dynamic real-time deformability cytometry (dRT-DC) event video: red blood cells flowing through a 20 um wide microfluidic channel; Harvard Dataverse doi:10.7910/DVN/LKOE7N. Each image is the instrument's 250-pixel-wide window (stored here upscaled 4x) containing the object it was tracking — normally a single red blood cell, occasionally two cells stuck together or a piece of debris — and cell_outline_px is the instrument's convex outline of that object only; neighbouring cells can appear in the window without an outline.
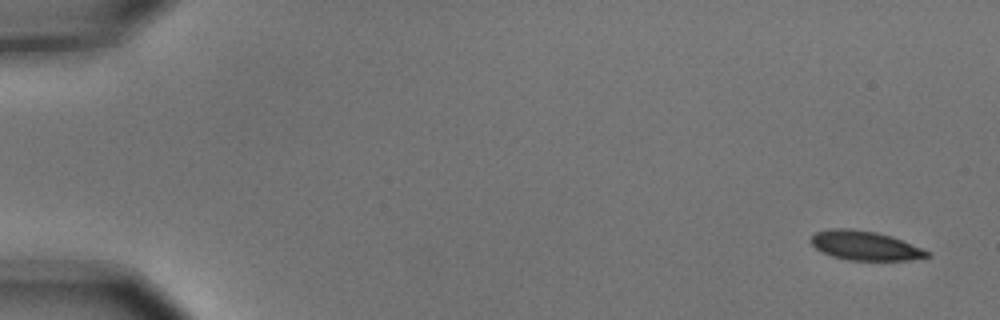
{"species": "common noctule bat (a hibernating species)", "species_latin": "Nyctalus noctula", "temperature_condition": "cold", "stored_images_in_passage": 9, "camera_frame_rate_fps": 3000, "um_per_image_px": 0.085, "animal": {"sex": "male", "body_mass_g": 15.6}, "frame": {"image": 1, "passage_image": 1, "time_ms": 0.0, "image_size_px": [1000, 320], "cell_outline_px": [[932, 256], [908, 260], [848, 260], [832, 256], [816, 248], [812, 244], [812, 236], [816, 232], [832, 228], [852, 228], [876, 232], [892, 236], [932, 252]], "centroid_in_image_um": [73.57, 20.87], "position_along_channel_um": 11.4, "area_um2": 19.77}}
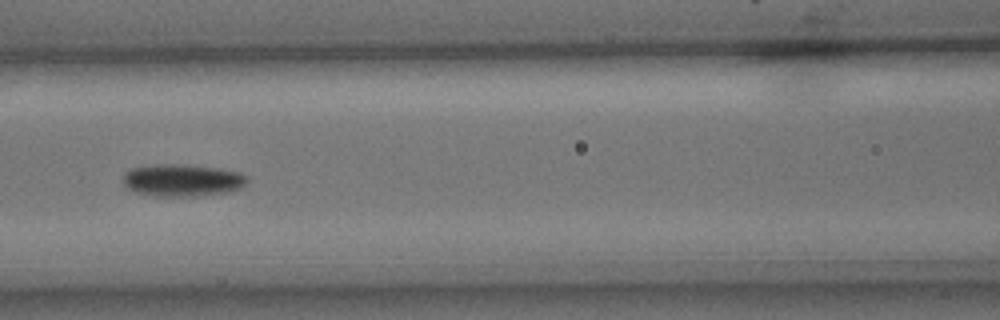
{"frame": {"image": 2, "passage_image": 7, "time_ms": 2.0, "image_size_px": [1000, 320], "cell_outline_px": [[248, 180], [240, 188], [228, 192], [200, 196], [156, 196], [136, 192], [128, 188], [124, 184], [124, 172], [132, 168], [156, 164], [180, 164], [216, 168], [240, 172], [248, 176]], "centroid_in_image_um": [15.51, 15.32], "position_along_channel_um": 151.1, "area_um2": 23.29}}
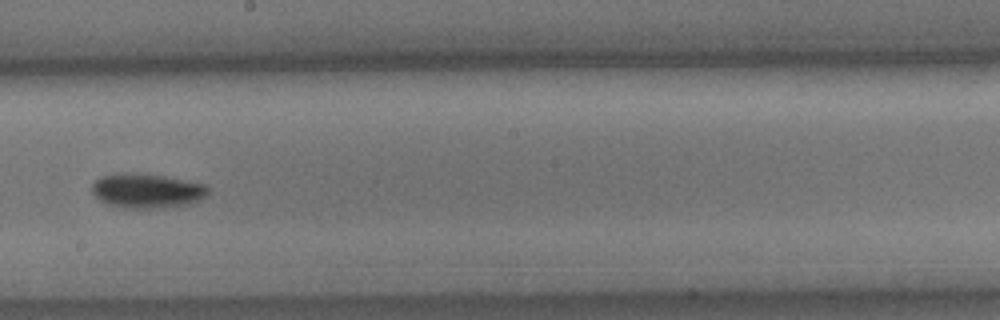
{"frame": {"image": 3, "passage_image": 9, "time_ms": 2.667, "image_size_px": [1000, 320], "cell_outline_px": [[208, 196], [200, 200], [188, 204], [164, 208], [124, 208], [108, 204], [100, 200], [92, 192], [92, 184], [100, 176], [164, 176], [208, 184]], "centroid_in_image_um": [12.58, 16.27], "position_along_channel_um": 235.6, "area_um2": 22.6}}